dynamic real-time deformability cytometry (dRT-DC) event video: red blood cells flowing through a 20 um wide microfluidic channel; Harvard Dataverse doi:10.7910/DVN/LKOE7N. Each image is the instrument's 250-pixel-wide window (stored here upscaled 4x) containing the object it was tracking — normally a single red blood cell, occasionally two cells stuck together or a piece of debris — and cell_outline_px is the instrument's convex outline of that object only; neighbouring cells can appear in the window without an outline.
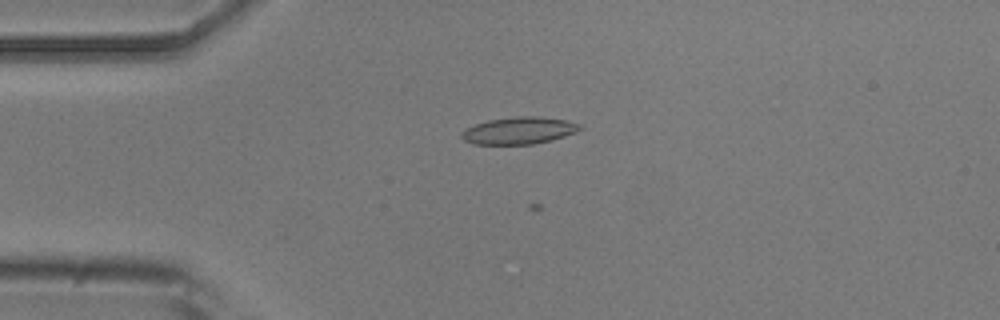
{"species": "common noctule bat (a hibernating species)", "species_latin": "Nyctalus noctula", "temperature_condition": "room temperature", "stored_images_in_passage": 7, "camera_frame_rate_fps": 3000, "um_per_image_px": 0.085, "animal": {"sex": "male", "body_mass_g": 20.5, "forearm_length_mm": 52.5}, "frame": {"image": 1, "passage_image": 5, "time_ms": 4.667, "image_size_px": [1000, 320], "cell_outline_px": [[584, 128], [576, 132], [564, 136], [532, 144], [472, 144], [464, 140], [460, 136], [460, 132], [464, 128], [488, 120], [516, 116], [536, 116], [564, 120], [584, 124]], "centroid_in_image_um": [44.1, 11.09], "position_along_channel_um": 40.9, "area_um2": 18.73}}